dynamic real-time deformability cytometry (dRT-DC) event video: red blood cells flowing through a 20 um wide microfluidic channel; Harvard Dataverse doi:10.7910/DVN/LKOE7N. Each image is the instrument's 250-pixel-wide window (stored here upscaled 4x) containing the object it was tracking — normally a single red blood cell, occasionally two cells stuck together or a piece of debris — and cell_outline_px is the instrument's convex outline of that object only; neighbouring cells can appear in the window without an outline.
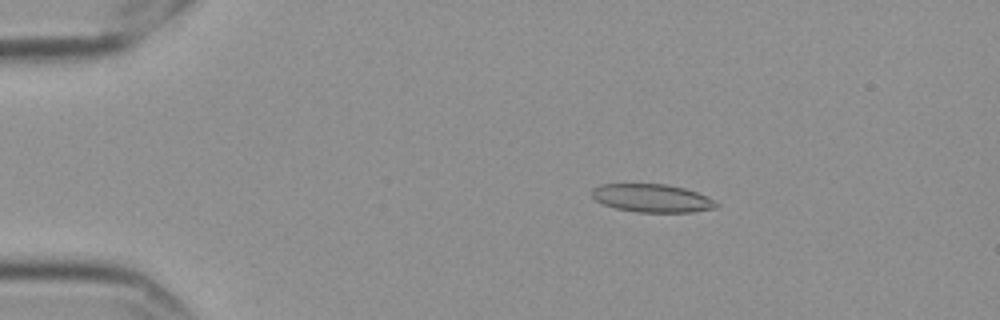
{"species": "Egyptian fruit bat (a non-hibernating species)", "species_latin": "Rousettus aegyptiacus", "temperature_condition": "cold", "stored_images_in_passage": 50, "camera_frame_rate_fps": 3000, "um_per_image_px": 0.085, "frame": {"image": 1, "passage_image": 3, "time_ms": 0.667, "image_size_px": [1000, 320], "cell_outline_px": [[720, 204], [716, 208], [692, 212], [636, 212], [616, 208], [604, 204], [596, 200], [592, 196], [592, 192], [596, 188], [604, 184], [664, 184], [684, 188], [696, 192]], "centroid_in_image_um": [55.44, 16.85], "position_along_channel_um": 29.6, "area_um2": 20.06}}
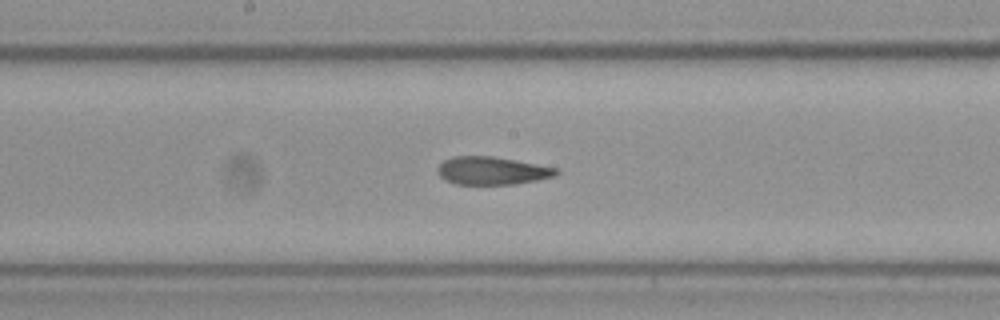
{"frame": {"image": 2, "passage_image": 23, "time_ms": 7.333, "image_size_px": [1000, 320], "cell_outline_px": [[560, 172], [552, 176], [536, 180], [512, 184], [456, 184], [440, 176], [436, 172], [440, 164], [444, 160], [452, 156], [492, 156], [560, 168]], "centroid_in_image_um": [41.82, 14.5], "position_along_channel_um": 206.4, "area_um2": 19.13}}
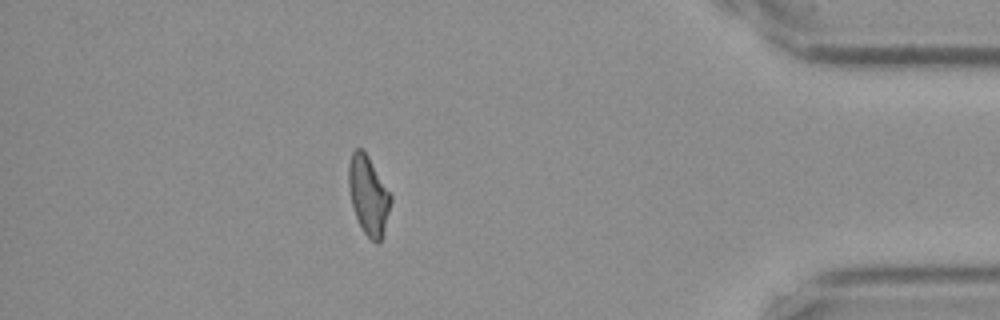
{"frame": {"image": 3, "passage_image": 43, "time_ms": 14.0, "image_size_px": [1000, 320], "cell_outline_px": [[392, 200], [384, 232], [380, 244], [376, 244], [364, 232], [356, 216], [352, 204], [348, 184], [348, 164], [352, 152], [356, 148], [360, 148], [368, 156], [392, 196]], "centroid_in_image_um": [31.32, 16.61], "position_along_channel_um": 403.9, "area_um2": 19.19}, "authors_computed_cell_mechanics": {"area_um2": 19.941, "velocity_mm_per_s": 3.5636, "shape_relaxation_time_tau1_ms": null, "shape_relaxation_time_tau2_ms": 3.054, "deformation_change_tau1": null, "deformation_change_tau2": 0.0996}}